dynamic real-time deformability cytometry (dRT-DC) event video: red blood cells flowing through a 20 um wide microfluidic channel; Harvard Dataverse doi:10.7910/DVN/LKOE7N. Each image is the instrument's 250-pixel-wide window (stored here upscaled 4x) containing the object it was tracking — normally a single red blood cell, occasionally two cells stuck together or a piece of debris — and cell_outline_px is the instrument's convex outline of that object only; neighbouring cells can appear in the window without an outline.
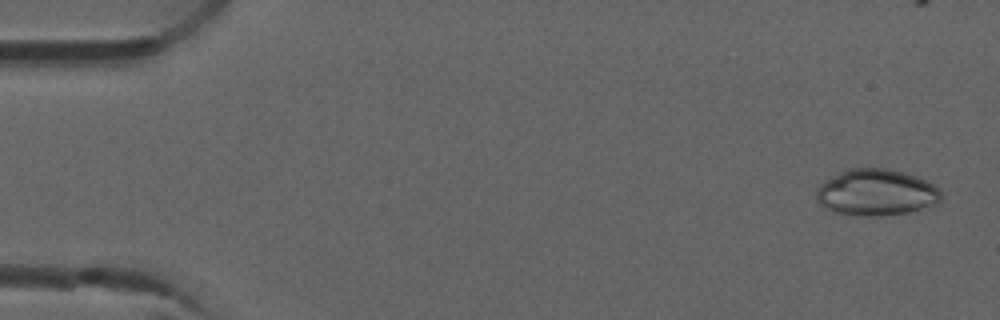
{"species": "common noctule bat (a hibernating species)", "species_latin": "Nyctalus noctula", "temperature_condition": "room temperature", "stored_images_in_passage": 4, "camera_frame_rate_fps": 3000, "um_per_image_px": 0.085, "animal": {"sex": "male", "forearm_length_mm": 52.5}, "frame": {"image": 1, "passage_image": 1, "time_ms": 0.0, "image_size_px": [1000, 320], "cell_outline_px": [[944, 196], [940, 204], [908, 212], [880, 216], [860, 216], [832, 212], [824, 208], [816, 200], [816, 192], [820, 184], [832, 176], [848, 168], [888, 168], [904, 172], [916, 176], [940, 188]], "centroid_in_image_um": [74.51, 16.37], "position_along_channel_um": 10.5, "area_um2": 34.28}}